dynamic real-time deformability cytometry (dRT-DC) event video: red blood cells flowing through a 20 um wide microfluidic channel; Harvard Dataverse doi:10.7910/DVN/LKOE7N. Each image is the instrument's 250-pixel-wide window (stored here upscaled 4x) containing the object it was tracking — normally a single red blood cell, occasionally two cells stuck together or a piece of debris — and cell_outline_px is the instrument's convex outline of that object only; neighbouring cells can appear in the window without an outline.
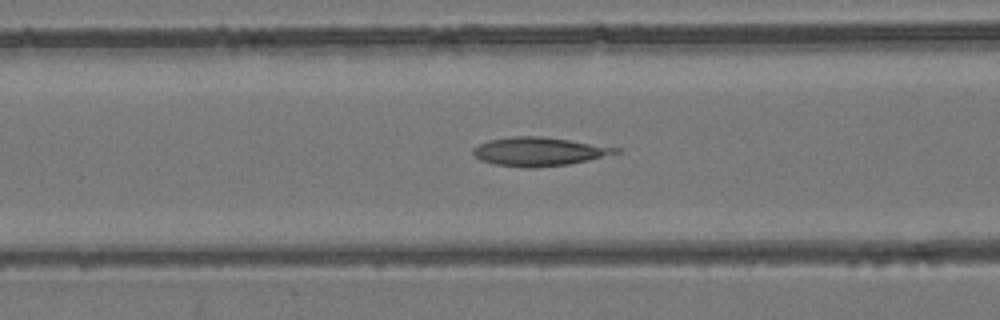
{"species": "common noctule bat (a hibernating species)", "species_latin": "Nyctalus noctula", "temperature_condition": "room temperature", "stored_images_in_passage": 42, "camera_frame_rate_fps": 3000, "um_per_image_px": 0.085, "animal": {"sex": "female", "body_mass_g": 24.6, "forearm_length_mm": 56.2}, "frame": {"image": 1, "passage_image": 14, "time_ms": 4.333, "image_size_px": [1000, 320], "cell_outline_px": [[624, 152], [588, 160], [568, 164], [532, 168], [524, 168], [496, 164], [480, 160], [472, 152], [472, 148], [488, 140], [512, 136], [540, 136], [624, 148]], "centroid_in_image_um": [45.86, 12.88], "position_along_channel_um": 120.7, "area_um2": 23.93}}
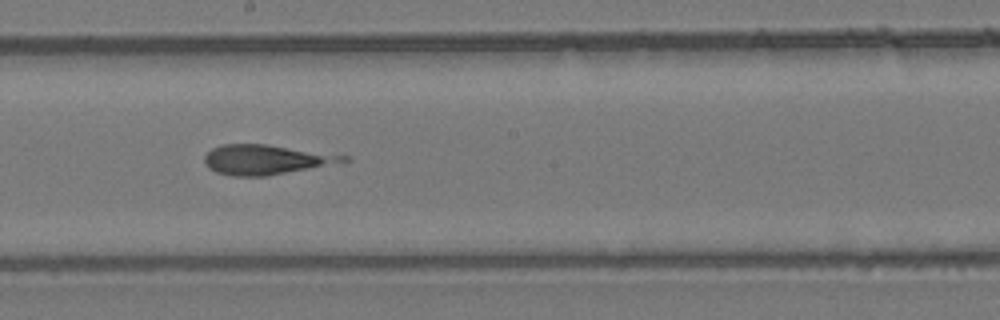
{"frame": {"image": 2, "passage_image": 22, "time_ms": 7.0, "image_size_px": [1000, 320], "cell_outline_px": [[352, 160], [264, 176], [232, 176], [216, 172], [208, 168], [204, 160], [204, 156], [212, 148], [220, 144], [264, 144], [348, 156]], "centroid_in_image_um": [22.52, 13.56], "position_along_channel_um": 225.7, "area_um2": 23.58}}
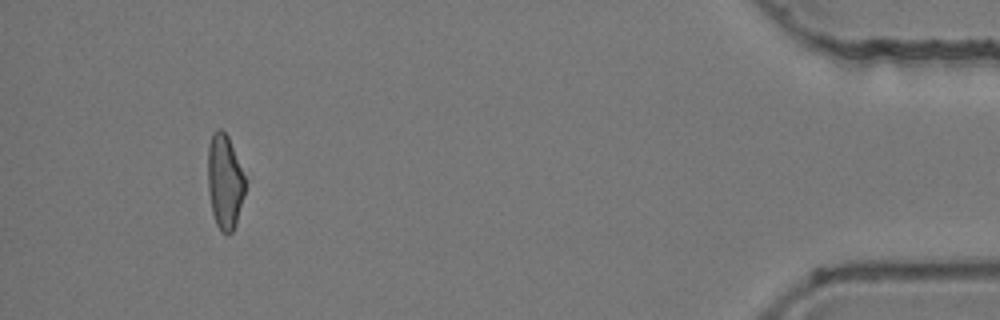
{"frame": {"image": 3, "passage_image": 42, "time_ms": 13.667, "image_size_px": [1000, 320], "cell_outline_px": [[244, 196], [236, 224], [232, 232], [228, 236], [220, 232], [216, 224], [212, 212], [208, 188], [208, 144], [212, 132], [216, 128], [220, 128], [228, 136], [244, 176]], "centroid_in_image_um": [19.08, 15.47], "position_along_channel_um": 416.1, "area_um2": 20.58}}